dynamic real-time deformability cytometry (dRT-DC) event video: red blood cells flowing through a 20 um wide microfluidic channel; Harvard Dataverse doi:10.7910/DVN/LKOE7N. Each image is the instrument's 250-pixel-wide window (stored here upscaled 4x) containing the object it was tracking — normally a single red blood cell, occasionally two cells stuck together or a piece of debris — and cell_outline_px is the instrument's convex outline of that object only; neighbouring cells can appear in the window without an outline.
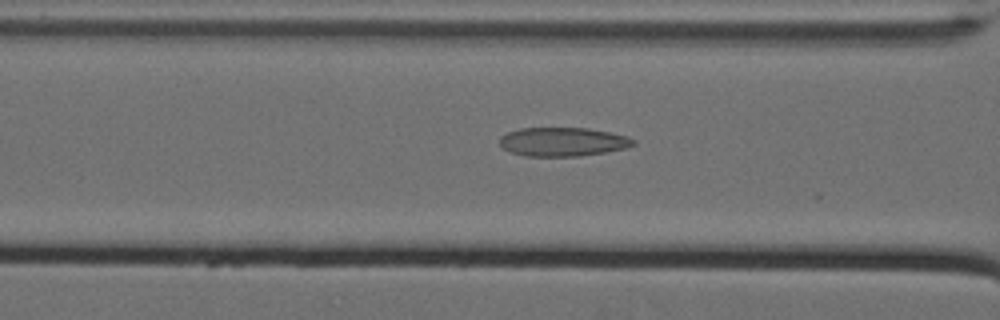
{"species": "Egyptian fruit bat (a non-hibernating species)", "species_latin": "Rousettus aegyptiacus", "temperature_condition": "cold", "stored_images_in_passage": 36, "camera_frame_rate_fps": 3000, "um_per_image_px": 0.085, "animal": {"sex": "female"}, "frame": {"image": 1, "passage_image": 9, "time_ms": 2.667, "image_size_px": [1000, 320], "cell_outline_px": [[636, 144], [628, 148], [580, 156], [524, 156], [512, 152], [504, 148], [500, 144], [500, 136], [508, 132], [520, 128], [588, 128], [628, 136], [636, 140]], "centroid_in_image_um": [47.87, 12.05], "position_along_channel_um": 118.7, "area_um2": 22.48}}
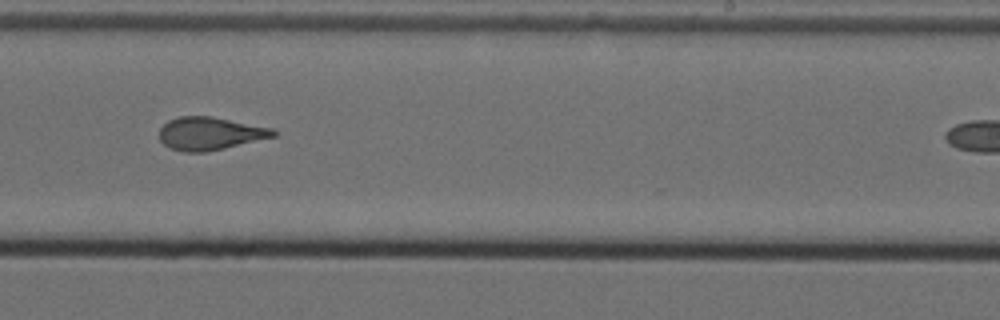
{"frame": {"image": 2, "passage_image": 22, "time_ms": 7.0, "image_size_px": [1000, 320], "cell_outline_px": [[276, 136], [224, 148], [204, 152], [184, 152], [172, 148], [164, 144], [160, 140], [160, 128], [168, 120], [180, 116], [212, 116], [272, 128], [276, 132]], "centroid_in_image_um": [17.84, 11.34], "position_along_channel_um": 271.2, "area_um2": 21.68}}
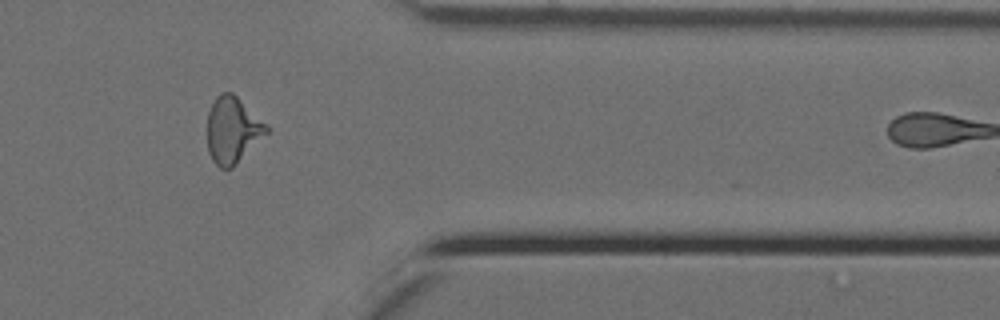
{"frame": {"image": 3, "passage_image": 33, "time_ms": 10.667, "image_size_px": [1000, 320], "cell_outline_px": [[268, 132], [232, 168], [220, 168], [212, 160], [208, 152], [208, 112], [216, 96], [220, 92], [232, 92], [268, 124]], "centroid_in_image_um": [19.77, 11.04], "position_along_channel_um": 391.6, "area_um2": 22.77}, "authors_computed_cell_mechanics": {"area_um2": 22.2819, "velocity_mm_per_s": 3.5142, "shape_relaxation_time_tau1_ms": null, "shape_relaxation_time_tau2_ms": 2.3145, "deformation_change_tau1": null, "deformation_change_tau2": 0.1211}}